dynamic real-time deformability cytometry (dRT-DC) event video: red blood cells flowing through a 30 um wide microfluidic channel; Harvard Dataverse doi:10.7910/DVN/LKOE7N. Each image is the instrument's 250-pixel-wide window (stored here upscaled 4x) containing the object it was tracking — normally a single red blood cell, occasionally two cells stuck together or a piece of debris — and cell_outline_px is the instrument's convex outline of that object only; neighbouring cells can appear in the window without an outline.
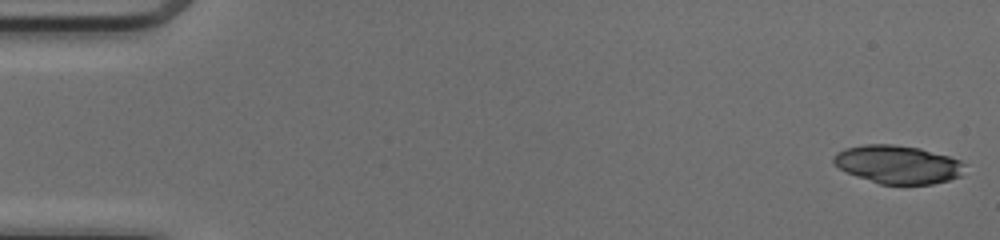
{"species": "common noctule bat (a hibernating species)", "species_latin": "Nyctalus noctula", "temperature_condition": "cold", "stored_images_in_passage": 49, "camera_frame_rate_fps": 3000, "um_per_image_px": 0.085, "animal": {"sex": "female", "body_mass_g": 17.0, "forearm_length_mm": 48.0}, "frame": {"image": 1, "passage_image": 1, "time_ms": 0.0, "image_size_px": [1000, 240], "cell_outline_px": [[964, 164], [960, 176], [948, 180], [932, 184], [880, 184], [856, 176], [832, 164], [832, 156], [836, 152], [844, 148], [864, 144], [892, 144], [920, 148], [948, 156], [960, 160]], "centroid_in_image_um": [76.26, 13.97], "position_along_channel_um": 8.7, "area_um2": 29.19}}
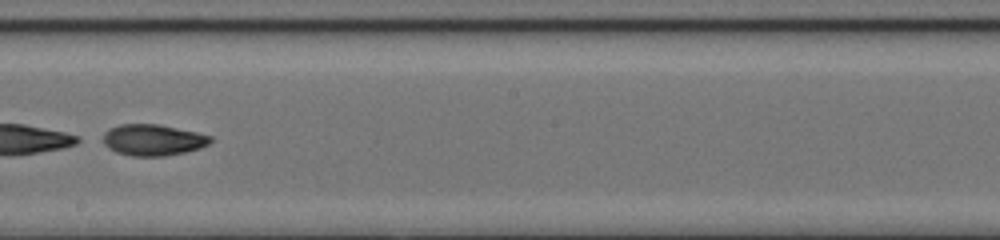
{"frame": {"image": 2, "passage_image": 29, "time_ms": 9.333, "image_size_px": [1000, 240], "cell_outline_px": [[212, 140], [208, 144], [200, 148], [184, 152], [164, 156], [132, 156], [116, 152], [108, 148], [104, 144], [104, 132], [108, 128], [120, 124], [156, 124], [196, 132], [212, 136]], "centroid_in_image_um": [12.98, 11.89], "position_along_channel_um": 235.2, "area_um2": 19.48}}